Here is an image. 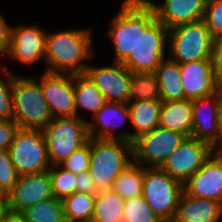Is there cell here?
I'll list each match as a JSON object with an SVG mask.
<instances>
[{"label":"cell","mask_w":222,"mask_h":222,"mask_svg":"<svg viewBox=\"0 0 222 222\" xmlns=\"http://www.w3.org/2000/svg\"><path fill=\"white\" fill-rule=\"evenodd\" d=\"M169 29L146 0H138V42L123 64L131 72H154L164 60Z\"/></svg>","instance_id":"6da1fadb"},{"label":"cell","mask_w":222,"mask_h":222,"mask_svg":"<svg viewBox=\"0 0 222 222\" xmlns=\"http://www.w3.org/2000/svg\"><path fill=\"white\" fill-rule=\"evenodd\" d=\"M91 34L88 30H66L46 36L45 60L49 68L45 72L62 74L85 73L88 64L84 59L93 57Z\"/></svg>","instance_id":"7a4b0ae2"},{"label":"cell","mask_w":222,"mask_h":222,"mask_svg":"<svg viewBox=\"0 0 222 222\" xmlns=\"http://www.w3.org/2000/svg\"><path fill=\"white\" fill-rule=\"evenodd\" d=\"M132 158V143L119 139L90 138L89 172L96 190L111 189L118 175L133 162Z\"/></svg>","instance_id":"3957f363"},{"label":"cell","mask_w":222,"mask_h":222,"mask_svg":"<svg viewBox=\"0 0 222 222\" xmlns=\"http://www.w3.org/2000/svg\"><path fill=\"white\" fill-rule=\"evenodd\" d=\"M13 119L19 128L43 130L52 120V114L41 89V80L14 75Z\"/></svg>","instance_id":"277c9868"},{"label":"cell","mask_w":222,"mask_h":222,"mask_svg":"<svg viewBox=\"0 0 222 222\" xmlns=\"http://www.w3.org/2000/svg\"><path fill=\"white\" fill-rule=\"evenodd\" d=\"M168 37V58L178 64L213 59L214 38L203 19L169 29Z\"/></svg>","instance_id":"5b68a950"},{"label":"cell","mask_w":222,"mask_h":222,"mask_svg":"<svg viewBox=\"0 0 222 222\" xmlns=\"http://www.w3.org/2000/svg\"><path fill=\"white\" fill-rule=\"evenodd\" d=\"M184 184L159 167H144L142 196L162 222H172Z\"/></svg>","instance_id":"8992f818"},{"label":"cell","mask_w":222,"mask_h":222,"mask_svg":"<svg viewBox=\"0 0 222 222\" xmlns=\"http://www.w3.org/2000/svg\"><path fill=\"white\" fill-rule=\"evenodd\" d=\"M42 131L51 165H58L89 139L87 120L80 116L54 118Z\"/></svg>","instance_id":"52a82bcc"},{"label":"cell","mask_w":222,"mask_h":222,"mask_svg":"<svg viewBox=\"0 0 222 222\" xmlns=\"http://www.w3.org/2000/svg\"><path fill=\"white\" fill-rule=\"evenodd\" d=\"M8 151L20 176L42 173L51 168L42 130L19 128Z\"/></svg>","instance_id":"ba28073f"},{"label":"cell","mask_w":222,"mask_h":222,"mask_svg":"<svg viewBox=\"0 0 222 222\" xmlns=\"http://www.w3.org/2000/svg\"><path fill=\"white\" fill-rule=\"evenodd\" d=\"M185 138L181 133L158 126L134 140L133 161L144 167L161 168Z\"/></svg>","instance_id":"9c48e42d"},{"label":"cell","mask_w":222,"mask_h":222,"mask_svg":"<svg viewBox=\"0 0 222 222\" xmlns=\"http://www.w3.org/2000/svg\"><path fill=\"white\" fill-rule=\"evenodd\" d=\"M213 152L214 148L210 144L192 136L186 137L161 168L184 184L202 168Z\"/></svg>","instance_id":"30bf717a"},{"label":"cell","mask_w":222,"mask_h":222,"mask_svg":"<svg viewBox=\"0 0 222 222\" xmlns=\"http://www.w3.org/2000/svg\"><path fill=\"white\" fill-rule=\"evenodd\" d=\"M180 72L184 95L188 100L211 96L222 88L213 59L180 64Z\"/></svg>","instance_id":"8fae6325"},{"label":"cell","mask_w":222,"mask_h":222,"mask_svg":"<svg viewBox=\"0 0 222 222\" xmlns=\"http://www.w3.org/2000/svg\"><path fill=\"white\" fill-rule=\"evenodd\" d=\"M115 50V62L123 63L138 42V0H124L108 31Z\"/></svg>","instance_id":"7c38bea8"},{"label":"cell","mask_w":222,"mask_h":222,"mask_svg":"<svg viewBox=\"0 0 222 222\" xmlns=\"http://www.w3.org/2000/svg\"><path fill=\"white\" fill-rule=\"evenodd\" d=\"M41 89L54 118L76 116L74 75L44 72Z\"/></svg>","instance_id":"4fadbf2b"},{"label":"cell","mask_w":222,"mask_h":222,"mask_svg":"<svg viewBox=\"0 0 222 222\" xmlns=\"http://www.w3.org/2000/svg\"><path fill=\"white\" fill-rule=\"evenodd\" d=\"M86 73L105 97L106 102L130 101L131 71L121 62L105 67L88 66Z\"/></svg>","instance_id":"5bb4252c"},{"label":"cell","mask_w":222,"mask_h":222,"mask_svg":"<svg viewBox=\"0 0 222 222\" xmlns=\"http://www.w3.org/2000/svg\"><path fill=\"white\" fill-rule=\"evenodd\" d=\"M7 196L9 210L15 212H22L38 202L54 198L49 172L19 176Z\"/></svg>","instance_id":"9a60e30c"},{"label":"cell","mask_w":222,"mask_h":222,"mask_svg":"<svg viewBox=\"0 0 222 222\" xmlns=\"http://www.w3.org/2000/svg\"><path fill=\"white\" fill-rule=\"evenodd\" d=\"M184 191L222 204V152L214 151L202 168L184 183Z\"/></svg>","instance_id":"2e32d148"},{"label":"cell","mask_w":222,"mask_h":222,"mask_svg":"<svg viewBox=\"0 0 222 222\" xmlns=\"http://www.w3.org/2000/svg\"><path fill=\"white\" fill-rule=\"evenodd\" d=\"M46 36L47 33L36 25L11 28L8 57L24 64L45 58Z\"/></svg>","instance_id":"e0dca14e"},{"label":"cell","mask_w":222,"mask_h":222,"mask_svg":"<svg viewBox=\"0 0 222 222\" xmlns=\"http://www.w3.org/2000/svg\"><path fill=\"white\" fill-rule=\"evenodd\" d=\"M219 91L211 96L192 101L191 136L210 144L217 152ZM206 110V112H205ZM205 112V113H204Z\"/></svg>","instance_id":"ac0fdd59"},{"label":"cell","mask_w":222,"mask_h":222,"mask_svg":"<svg viewBox=\"0 0 222 222\" xmlns=\"http://www.w3.org/2000/svg\"><path fill=\"white\" fill-rule=\"evenodd\" d=\"M146 1L154 10L157 20L168 29L202 20L207 5V0H164V4L159 6Z\"/></svg>","instance_id":"d6986e66"},{"label":"cell","mask_w":222,"mask_h":222,"mask_svg":"<svg viewBox=\"0 0 222 222\" xmlns=\"http://www.w3.org/2000/svg\"><path fill=\"white\" fill-rule=\"evenodd\" d=\"M161 105L162 100L129 101V121L135 131L134 133L121 132L117 135L118 139L133 144L134 140L140 135L151 132L152 130L157 128L159 126Z\"/></svg>","instance_id":"ffe728a7"},{"label":"cell","mask_w":222,"mask_h":222,"mask_svg":"<svg viewBox=\"0 0 222 222\" xmlns=\"http://www.w3.org/2000/svg\"><path fill=\"white\" fill-rule=\"evenodd\" d=\"M222 204L206 198H197L183 191L172 222H218Z\"/></svg>","instance_id":"44dd1931"},{"label":"cell","mask_w":222,"mask_h":222,"mask_svg":"<svg viewBox=\"0 0 222 222\" xmlns=\"http://www.w3.org/2000/svg\"><path fill=\"white\" fill-rule=\"evenodd\" d=\"M93 116L96 122L87 121L89 138L118 139L112 132L123 125L126 119L130 120L128 103L106 102Z\"/></svg>","instance_id":"7402d4cb"},{"label":"cell","mask_w":222,"mask_h":222,"mask_svg":"<svg viewBox=\"0 0 222 222\" xmlns=\"http://www.w3.org/2000/svg\"><path fill=\"white\" fill-rule=\"evenodd\" d=\"M159 126L190 137L192 132V100L162 101Z\"/></svg>","instance_id":"603a6c76"},{"label":"cell","mask_w":222,"mask_h":222,"mask_svg":"<svg viewBox=\"0 0 222 222\" xmlns=\"http://www.w3.org/2000/svg\"><path fill=\"white\" fill-rule=\"evenodd\" d=\"M154 74L158 81L162 101L186 99L181 82L180 64L168 58L161 62Z\"/></svg>","instance_id":"cb8c5ba5"},{"label":"cell","mask_w":222,"mask_h":222,"mask_svg":"<svg viewBox=\"0 0 222 222\" xmlns=\"http://www.w3.org/2000/svg\"><path fill=\"white\" fill-rule=\"evenodd\" d=\"M74 100L76 116L78 109L91 111L95 115L106 103L105 97L86 72L74 74Z\"/></svg>","instance_id":"d4e9b609"},{"label":"cell","mask_w":222,"mask_h":222,"mask_svg":"<svg viewBox=\"0 0 222 222\" xmlns=\"http://www.w3.org/2000/svg\"><path fill=\"white\" fill-rule=\"evenodd\" d=\"M125 200L114 190L98 191L91 222H122Z\"/></svg>","instance_id":"484cf974"},{"label":"cell","mask_w":222,"mask_h":222,"mask_svg":"<svg viewBox=\"0 0 222 222\" xmlns=\"http://www.w3.org/2000/svg\"><path fill=\"white\" fill-rule=\"evenodd\" d=\"M144 166L131 162L114 180L111 187L124 200L142 195Z\"/></svg>","instance_id":"4316f807"},{"label":"cell","mask_w":222,"mask_h":222,"mask_svg":"<svg viewBox=\"0 0 222 222\" xmlns=\"http://www.w3.org/2000/svg\"><path fill=\"white\" fill-rule=\"evenodd\" d=\"M96 194L73 192L62 202L65 220L69 222H91Z\"/></svg>","instance_id":"83f0119b"},{"label":"cell","mask_w":222,"mask_h":222,"mask_svg":"<svg viewBox=\"0 0 222 222\" xmlns=\"http://www.w3.org/2000/svg\"><path fill=\"white\" fill-rule=\"evenodd\" d=\"M26 222H64V206L54 198L43 200L22 211Z\"/></svg>","instance_id":"f1b7e54d"},{"label":"cell","mask_w":222,"mask_h":222,"mask_svg":"<svg viewBox=\"0 0 222 222\" xmlns=\"http://www.w3.org/2000/svg\"><path fill=\"white\" fill-rule=\"evenodd\" d=\"M161 100L159 85L154 72H132L130 101ZM136 99V100H135Z\"/></svg>","instance_id":"f546056e"},{"label":"cell","mask_w":222,"mask_h":222,"mask_svg":"<svg viewBox=\"0 0 222 222\" xmlns=\"http://www.w3.org/2000/svg\"><path fill=\"white\" fill-rule=\"evenodd\" d=\"M122 222H162L142 195L125 200Z\"/></svg>","instance_id":"4dcf8cb0"},{"label":"cell","mask_w":222,"mask_h":222,"mask_svg":"<svg viewBox=\"0 0 222 222\" xmlns=\"http://www.w3.org/2000/svg\"><path fill=\"white\" fill-rule=\"evenodd\" d=\"M48 172L52 181V192L56 199L63 201L75 192L76 174L64 170L59 165H52Z\"/></svg>","instance_id":"1f68e13d"},{"label":"cell","mask_w":222,"mask_h":222,"mask_svg":"<svg viewBox=\"0 0 222 222\" xmlns=\"http://www.w3.org/2000/svg\"><path fill=\"white\" fill-rule=\"evenodd\" d=\"M63 169L74 174L89 171L90 166V138L88 141L75 150L68 158L58 164Z\"/></svg>","instance_id":"d6a6232c"},{"label":"cell","mask_w":222,"mask_h":222,"mask_svg":"<svg viewBox=\"0 0 222 222\" xmlns=\"http://www.w3.org/2000/svg\"><path fill=\"white\" fill-rule=\"evenodd\" d=\"M4 69L5 68L2 67L0 68V72L4 71L6 75L4 80L0 77V120H13L14 106L12 86L14 75L8 72L6 73Z\"/></svg>","instance_id":"836d02e7"},{"label":"cell","mask_w":222,"mask_h":222,"mask_svg":"<svg viewBox=\"0 0 222 222\" xmlns=\"http://www.w3.org/2000/svg\"><path fill=\"white\" fill-rule=\"evenodd\" d=\"M19 173L8 150L0 151V186L8 193L19 179Z\"/></svg>","instance_id":"e575fe53"},{"label":"cell","mask_w":222,"mask_h":222,"mask_svg":"<svg viewBox=\"0 0 222 222\" xmlns=\"http://www.w3.org/2000/svg\"><path fill=\"white\" fill-rule=\"evenodd\" d=\"M203 20L213 38L222 34V0H207Z\"/></svg>","instance_id":"d590c367"},{"label":"cell","mask_w":222,"mask_h":222,"mask_svg":"<svg viewBox=\"0 0 222 222\" xmlns=\"http://www.w3.org/2000/svg\"><path fill=\"white\" fill-rule=\"evenodd\" d=\"M18 129V123L14 119L0 120V151L9 149Z\"/></svg>","instance_id":"8d00e7d4"},{"label":"cell","mask_w":222,"mask_h":222,"mask_svg":"<svg viewBox=\"0 0 222 222\" xmlns=\"http://www.w3.org/2000/svg\"><path fill=\"white\" fill-rule=\"evenodd\" d=\"M75 192L88 194H96L98 192L89 171L76 174Z\"/></svg>","instance_id":"74e56055"},{"label":"cell","mask_w":222,"mask_h":222,"mask_svg":"<svg viewBox=\"0 0 222 222\" xmlns=\"http://www.w3.org/2000/svg\"><path fill=\"white\" fill-rule=\"evenodd\" d=\"M11 28L3 16H0V53H8L10 47Z\"/></svg>","instance_id":"f35d334b"},{"label":"cell","mask_w":222,"mask_h":222,"mask_svg":"<svg viewBox=\"0 0 222 222\" xmlns=\"http://www.w3.org/2000/svg\"><path fill=\"white\" fill-rule=\"evenodd\" d=\"M212 58L215 64L217 76L222 82V34L214 38Z\"/></svg>","instance_id":"ab89813d"},{"label":"cell","mask_w":222,"mask_h":222,"mask_svg":"<svg viewBox=\"0 0 222 222\" xmlns=\"http://www.w3.org/2000/svg\"><path fill=\"white\" fill-rule=\"evenodd\" d=\"M217 123L219 130L218 145L221 147L217 149V152H222V88L219 90V108H218Z\"/></svg>","instance_id":"60d3db41"},{"label":"cell","mask_w":222,"mask_h":222,"mask_svg":"<svg viewBox=\"0 0 222 222\" xmlns=\"http://www.w3.org/2000/svg\"><path fill=\"white\" fill-rule=\"evenodd\" d=\"M2 222H26L22 212H15L9 210Z\"/></svg>","instance_id":"b9f144b4"},{"label":"cell","mask_w":222,"mask_h":222,"mask_svg":"<svg viewBox=\"0 0 222 222\" xmlns=\"http://www.w3.org/2000/svg\"><path fill=\"white\" fill-rule=\"evenodd\" d=\"M9 211L8 198H0V222L3 221L4 216Z\"/></svg>","instance_id":"7bdbcfd3"},{"label":"cell","mask_w":222,"mask_h":222,"mask_svg":"<svg viewBox=\"0 0 222 222\" xmlns=\"http://www.w3.org/2000/svg\"><path fill=\"white\" fill-rule=\"evenodd\" d=\"M0 198H8L7 193L0 186Z\"/></svg>","instance_id":"ee69618b"}]
</instances>
